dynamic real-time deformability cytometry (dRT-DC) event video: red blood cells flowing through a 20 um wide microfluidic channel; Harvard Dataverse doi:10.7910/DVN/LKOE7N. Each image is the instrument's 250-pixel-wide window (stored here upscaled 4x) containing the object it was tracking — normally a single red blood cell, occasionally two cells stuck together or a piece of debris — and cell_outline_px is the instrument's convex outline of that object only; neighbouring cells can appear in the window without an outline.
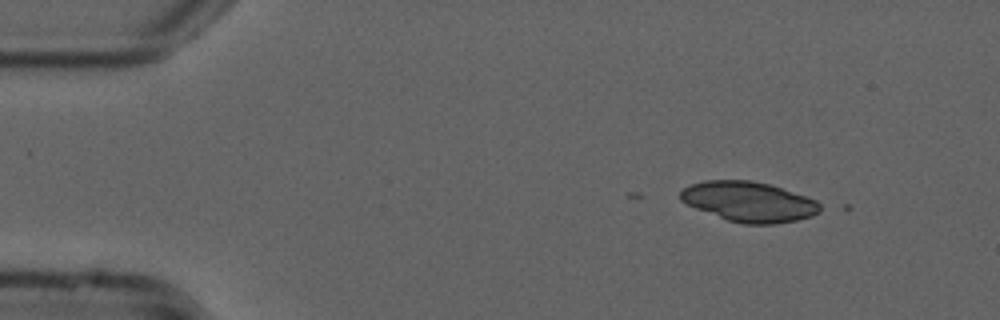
{"species": "common noctule bat (a hibernating species)", "species_latin": "Nyctalus noctula", "temperature_condition": "cold", "stored_images_in_passage": 3, "camera_frame_rate_fps": 3000, "um_per_image_px": 0.085, "animal": {"sex": "male", "forearm_length_mm": 52.5}, "frame": {"image": 1, "passage_image": 1, "time_ms": 0.0, "image_size_px": [1000, 320], "cell_outline_px": [[820, 212], [812, 216], [796, 220], [776, 224], [744, 224], [728, 220], [696, 208], [680, 200], [680, 192], [684, 188], [692, 184], [704, 180], [752, 180], [768, 184], [816, 200], [820, 204]], "centroid_in_image_um": [63.65, 17.15], "position_along_channel_um": 21.3, "area_um2": 32.25}}